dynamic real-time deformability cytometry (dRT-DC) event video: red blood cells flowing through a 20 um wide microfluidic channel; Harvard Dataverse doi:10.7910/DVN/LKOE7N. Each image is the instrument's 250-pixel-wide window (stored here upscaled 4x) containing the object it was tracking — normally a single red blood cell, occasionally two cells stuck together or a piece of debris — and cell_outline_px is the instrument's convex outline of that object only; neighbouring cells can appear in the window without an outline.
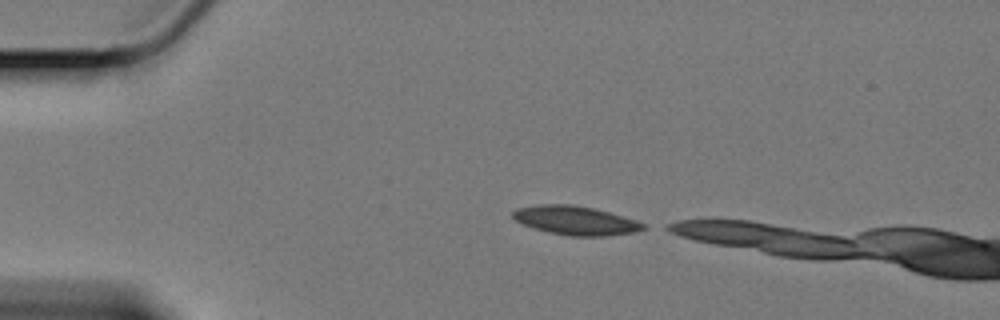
{"species": "Egyptian fruit bat (a non-hibernating species)", "species_latin": "Rousettus aegyptiacus", "temperature_condition": "cold", "stored_images_in_passage": 3, "camera_frame_rate_fps": 3000, "um_per_image_px": 0.085, "animal": {"sex": "female"}, "frame": {"image": 1, "passage_image": 1, "time_ms": 0.0, "image_size_px": [1000, 320], "cell_outline_px": [[648, 228], [636, 232], [604, 236], [568, 236], [548, 232], [532, 228], [516, 220], [512, 216], [512, 212], [516, 208], [544, 204], [568, 204], [592, 208], [608, 212], [636, 220], [648, 224]], "centroid_in_image_um": [48.95, 18.75], "position_along_channel_um": 36.0, "area_um2": 21.96}}